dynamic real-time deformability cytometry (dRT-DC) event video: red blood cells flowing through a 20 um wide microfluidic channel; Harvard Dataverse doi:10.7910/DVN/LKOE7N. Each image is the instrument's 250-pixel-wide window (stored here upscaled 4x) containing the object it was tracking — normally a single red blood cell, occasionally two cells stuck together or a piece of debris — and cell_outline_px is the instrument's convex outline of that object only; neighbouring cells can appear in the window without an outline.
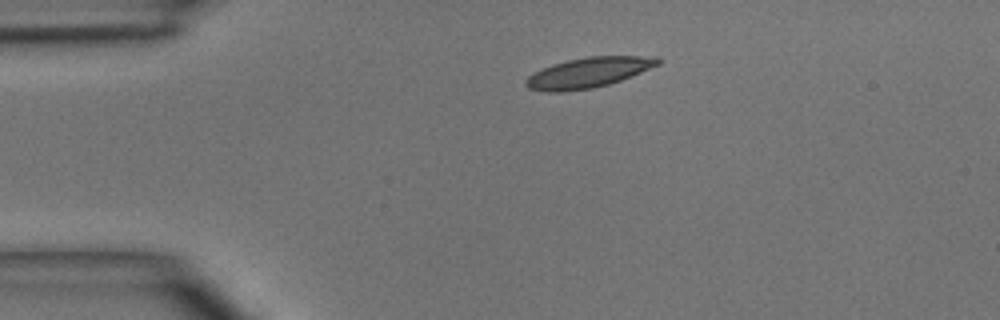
{"species": "common noctule bat (a hibernating species)", "species_latin": "Nyctalus noctula", "temperature_condition": "room temperature", "stored_images_in_passage": 3, "segment_of_instrument_passage": [1, 2], "camera_frame_rate_fps": 3000, "um_per_image_px": 0.085, "animal": {"sex": "male", "body_mass_g": 15.6}, "frame": {"image": 1, "passage_image": 1, "time_ms": 0.0, "image_size_px": [1000, 320], "cell_outline_px": [[660, 64], [620, 80], [608, 84], [592, 88], [564, 92], [548, 92], [528, 88], [524, 84], [524, 80], [528, 76], [552, 64], [568, 60], [588, 56], [656, 56], [660, 60]], "centroid_in_image_um": [49.99, 6.17], "position_along_channel_um": 35.0, "area_um2": 23.06}}